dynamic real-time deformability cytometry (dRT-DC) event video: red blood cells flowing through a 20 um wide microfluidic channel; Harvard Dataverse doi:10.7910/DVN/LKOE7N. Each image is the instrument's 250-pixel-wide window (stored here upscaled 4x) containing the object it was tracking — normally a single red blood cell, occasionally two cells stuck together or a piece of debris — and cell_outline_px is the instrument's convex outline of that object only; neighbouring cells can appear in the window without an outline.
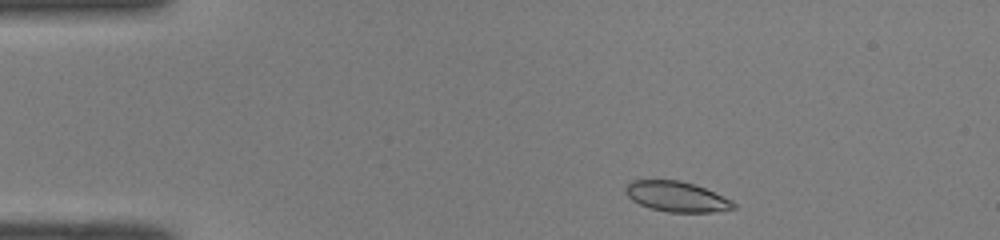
{"species": "common noctule bat (a hibernating species)", "species_latin": "Nyctalus noctula", "temperature_condition": "room temperature", "stored_images_in_passage": 43, "camera_frame_rate_fps": 3000, "um_per_image_px": 0.085, "animal": {"sex": "male", "body_mass_g": 19.0, "forearm_length_mm": 50.8}, "frame": {"image": 1, "passage_image": 2, "time_ms": 0.333, "image_size_px": [1000, 240], "cell_outline_px": [[736, 208], [712, 212], [668, 212], [648, 208], [632, 200], [624, 192], [624, 188], [632, 180], [680, 180], [704, 188], [732, 200], [736, 204]], "centroid_in_image_um": [57.49, 16.72], "position_along_channel_um": 27.5, "area_um2": 19.02}}
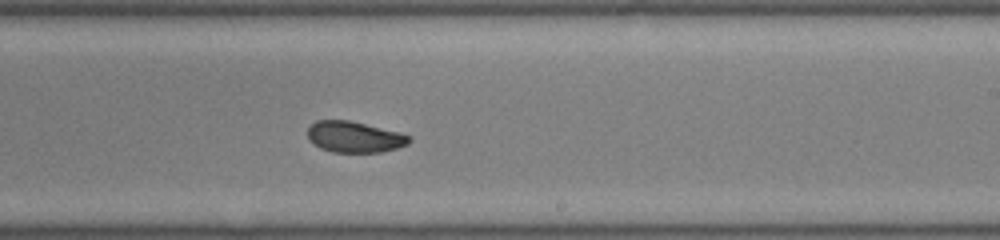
{"frame": {"image": 2, "passage_image": 24, "time_ms": 7.667, "image_size_px": [1000, 240], "cell_outline_px": [[412, 140], [408, 144], [396, 148], [380, 152], [332, 152], [320, 148], [312, 144], [308, 140], [308, 128], [316, 120], [348, 120], [400, 132], [412, 136]], "centroid_in_image_um": [30.12, 11.64], "position_along_channel_um": 258.9, "area_um2": 18.5}}
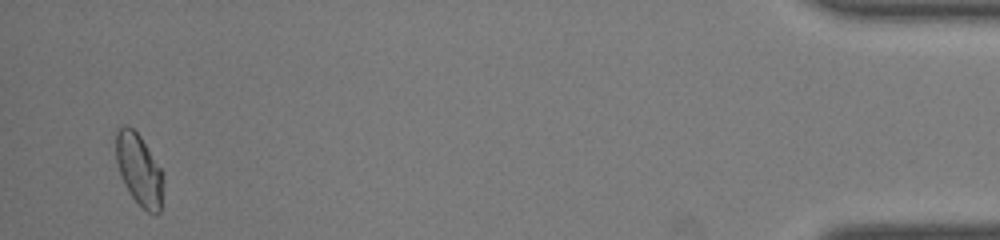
{"frame": {"image": 3, "passage_image": 42, "time_ms": 13.667, "image_size_px": [1000, 240], "cell_outline_px": [[160, 212], [148, 212], [132, 196], [124, 184], [120, 176], [116, 160], [116, 132], [124, 124], [128, 124], [140, 136], [160, 168]], "centroid_in_image_um": [11.75, 14.35], "position_along_channel_um": 423.5, "area_um2": 18.79}, "authors_computed_cell_mechanics": {"area_um2": 19.2474, "velocity_mm_per_s": 4.0648, "shape_relaxation_time_tau1_ms": 4.2753, "shape_relaxation_time_tau2_ms": 0.9944, "deformation_change_tau1": 0.1225, "deformation_change_tau2": 0.0341}}